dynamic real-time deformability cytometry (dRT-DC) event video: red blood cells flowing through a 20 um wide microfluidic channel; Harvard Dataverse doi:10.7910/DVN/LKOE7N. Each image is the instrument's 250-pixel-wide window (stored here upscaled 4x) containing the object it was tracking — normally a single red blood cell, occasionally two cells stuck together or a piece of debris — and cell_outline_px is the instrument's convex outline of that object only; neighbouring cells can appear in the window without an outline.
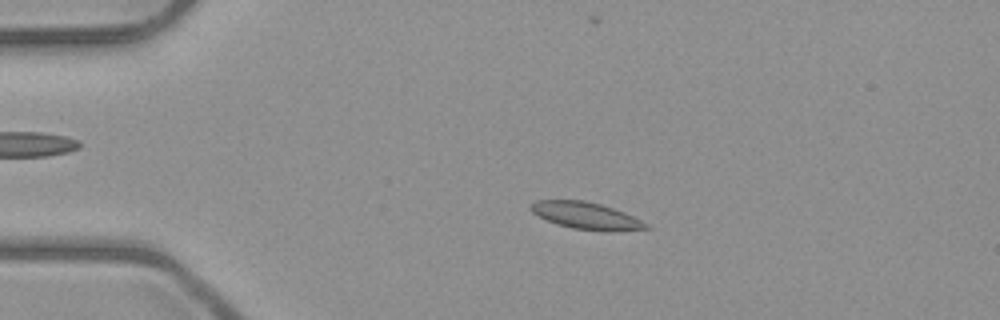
{"species": "common noctule bat (a hibernating species)", "species_latin": "Nyctalus noctula", "temperature_condition": "room temperature", "stored_images_in_passage": 5, "camera_frame_rate_fps": 3000, "um_per_image_px": 0.085, "animal": {"sex": "male", "body_mass_g": 23.1, "forearm_length_mm": 52.7}, "frame": {"image": 1, "passage_image": 2, "time_ms": 2.0, "image_size_px": [1000, 320], "cell_outline_px": [[652, 228], [608, 232], [604, 232], [572, 228], [556, 224], [532, 212], [528, 208], [536, 200], [584, 200], [600, 204], [624, 212], [648, 224]], "centroid_in_image_um": [49.83, 18.34], "position_along_channel_um": 35.2, "area_um2": 18.09}}